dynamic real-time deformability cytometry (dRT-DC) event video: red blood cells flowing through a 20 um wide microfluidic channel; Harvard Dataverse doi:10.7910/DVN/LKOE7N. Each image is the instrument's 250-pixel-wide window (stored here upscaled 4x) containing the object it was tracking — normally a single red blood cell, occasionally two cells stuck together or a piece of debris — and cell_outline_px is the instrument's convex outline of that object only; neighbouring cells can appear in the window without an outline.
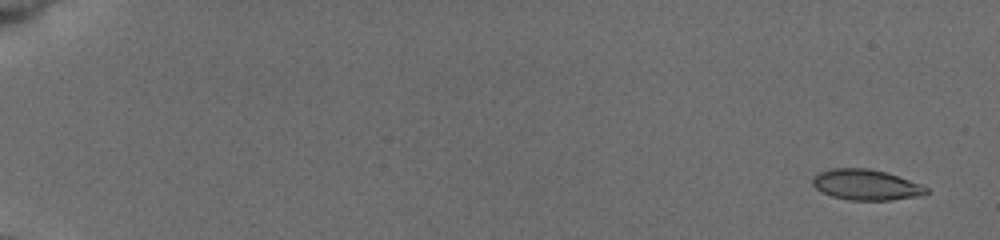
{"species": "common noctule bat (a hibernating species)", "species_latin": "Nyctalus noctula", "temperature_condition": "cold", "stored_images_in_passage": 11, "camera_frame_rate_fps": 3000, "um_per_image_px": 0.085, "animal": {"sex": "female", "body_mass_g": 19.5, "forearm_length_mm": 54.1}, "frame": {"image": 1, "passage_image": 2, "time_ms": 0.667, "image_size_px": [1000, 240], "cell_outline_px": [[928, 192], [916, 196], [892, 200], [848, 200], [832, 196], [820, 192], [812, 184], [812, 176], [820, 172], [832, 168], [868, 168], [884, 172], [920, 184], [928, 188]], "centroid_in_image_um": [73.54, 15.71], "position_along_channel_um": 11.5, "area_um2": 20.11}}
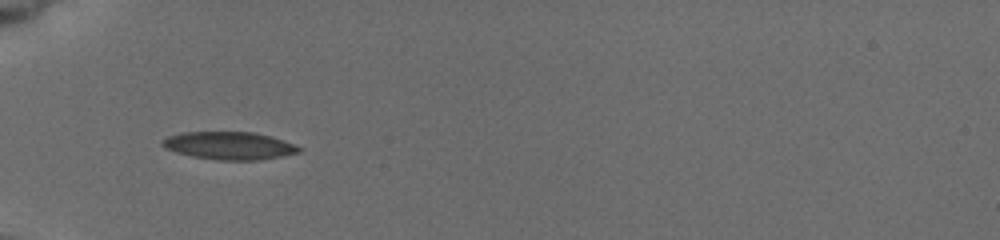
{"frame": {"image": 2, "passage_image": 10, "time_ms": 6.667, "image_size_px": [1000, 240], "cell_outline_px": [[304, 148], [300, 152], [260, 160], [220, 160], [192, 156], [176, 152], [164, 148], [160, 144], [160, 140], [168, 136], [180, 132], [256, 132], [284, 140]], "centroid_in_image_um": [19.47, 12.37], "position_along_channel_um": 65.5, "area_um2": 22.25}}
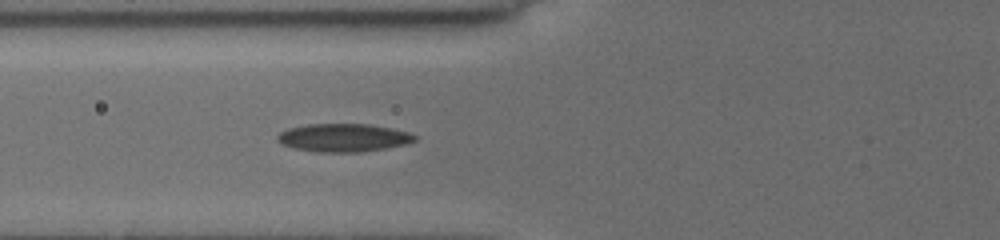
{"frame": {"image": 3, "passage_image": 11, "time_ms": 7.667, "image_size_px": [1000, 240], "cell_outline_px": [[416, 140], [404, 144], [384, 148], [360, 152], [316, 152], [296, 148], [280, 144], [276, 140], [276, 136], [280, 132], [288, 128], [308, 124], [368, 124], [392, 128], [408, 132], [416, 136]], "centroid_in_image_um": [29.15, 11.7], "position_along_channel_um": 96.7, "area_um2": 22.43}}